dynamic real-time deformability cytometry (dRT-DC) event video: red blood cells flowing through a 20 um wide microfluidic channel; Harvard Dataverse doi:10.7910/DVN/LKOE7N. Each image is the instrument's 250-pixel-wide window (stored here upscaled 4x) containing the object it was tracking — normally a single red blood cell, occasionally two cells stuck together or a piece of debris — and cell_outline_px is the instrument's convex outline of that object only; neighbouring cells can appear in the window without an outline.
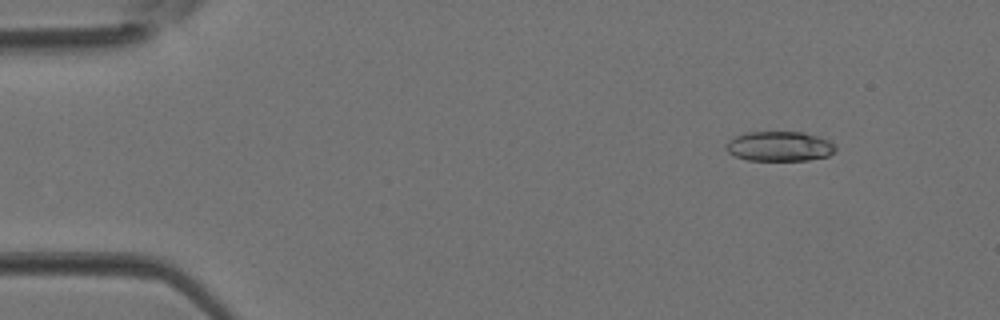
{"species": "Egyptian fruit bat (a non-hibernating species)", "species_latin": "Rousettus aegyptiacus", "temperature_condition": "room temperature", "stored_images_in_passage": 3, "camera_frame_rate_fps": 3000, "um_per_image_px": 0.085, "animal": {"sex": "female"}, "frame": {"image": 1, "passage_image": 3, "time_ms": 0.667, "image_size_px": [1000, 320], "cell_outline_px": [[836, 152], [828, 156], [808, 160], [748, 160], [736, 156], [728, 152], [724, 148], [724, 144], [728, 140], [744, 132], [800, 132], [816, 136], [828, 140], [836, 148]], "centroid_in_image_um": [66.21, 12.44], "position_along_channel_um": 18.8, "area_um2": 19.02}}